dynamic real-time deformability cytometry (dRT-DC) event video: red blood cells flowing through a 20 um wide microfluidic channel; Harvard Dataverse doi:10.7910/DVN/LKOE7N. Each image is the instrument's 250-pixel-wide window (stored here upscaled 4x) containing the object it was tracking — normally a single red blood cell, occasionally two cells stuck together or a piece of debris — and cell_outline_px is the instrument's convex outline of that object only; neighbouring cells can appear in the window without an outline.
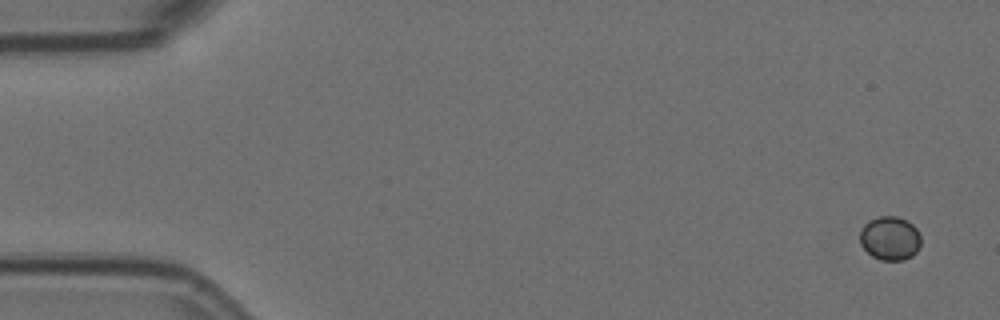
{"species": "Egyptian fruit bat (a non-hibernating species)", "species_latin": "Rousettus aegyptiacus", "temperature_condition": "room temperature", "stored_images_in_passage": 6, "camera_frame_rate_fps": 3000, "um_per_image_px": 0.085, "animal": {"sex": "female"}, "frame": {"image": 1, "passage_image": 1, "time_ms": 0.0, "image_size_px": [1000, 320], "cell_outline_px": [[920, 244], [916, 252], [912, 256], [904, 260], [880, 260], [872, 256], [860, 244], [860, 228], [868, 220], [880, 216], [896, 216], [908, 220], [916, 228], [920, 236]], "centroid_in_image_um": [75.63, 20.24], "position_along_channel_um": 9.4, "area_um2": 15.72}}